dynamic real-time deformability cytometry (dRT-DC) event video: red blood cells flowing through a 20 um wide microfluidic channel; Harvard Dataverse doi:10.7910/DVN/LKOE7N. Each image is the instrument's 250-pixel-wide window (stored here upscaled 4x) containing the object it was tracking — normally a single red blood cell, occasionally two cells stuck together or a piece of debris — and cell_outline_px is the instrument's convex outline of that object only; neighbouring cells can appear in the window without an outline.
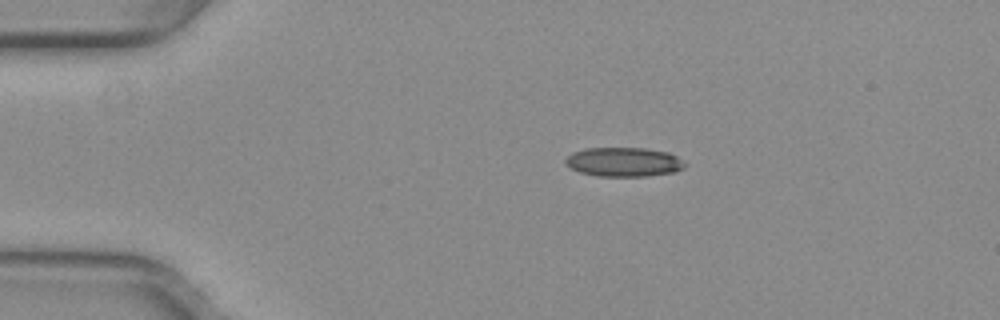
{"species": "common noctule bat (a hibernating species)", "species_latin": "Nyctalus noctula", "temperature_condition": "warm", "stored_images_in_passage": 43, "camera_frame_rate_fps": 3000, "um_per_image_px": 0.085, "animal": {"sex": "female", "body_mass_g": 29.2, "forearm_length_mm": 56.3}, "frame": {"image": 1, "passage_image": 1, "time_ms": 0.0, "image_size_px": [1000, 320], "cell_outline_px": [[684, 168], [676, 172], [648, 176], [596, 176], [580, 172], [564, 164], [564, 160], [572, 152], [588, 148], [644, 148], [668, 152], [676, 156], [684, 164]], "centroid_in_image_um": [53.0, 13.77], "position_along_channel_um": 32.0, "area_um2": 20.29}}
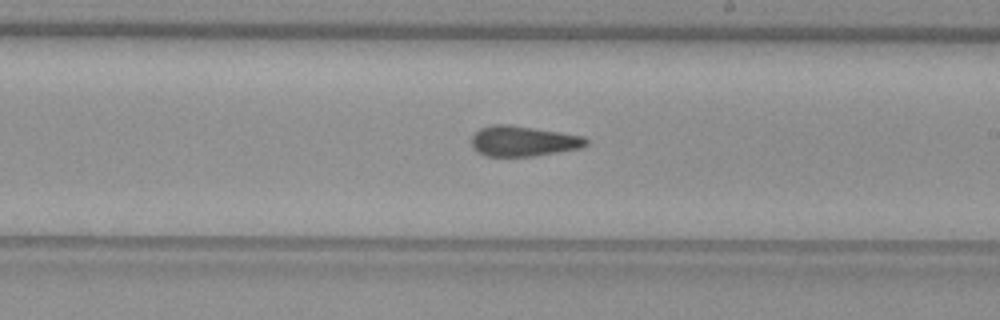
{"frame": {"image": 2, "passage_image": 21, "time_ms": 6.667, "image_size_px": [1000, 320], "cell_outline_px": [[588, 144], [580, 148], [536, 156], [484, 156], [476, 152], [472, 144], [472, 136], [480, 128], [492, 124], [512, 124], [584, 136], [588, 140]], "centroid_in_image_um": [44.47, 11.99], "position_along_channel_um": 244.5, "area_um2": 20.46}}
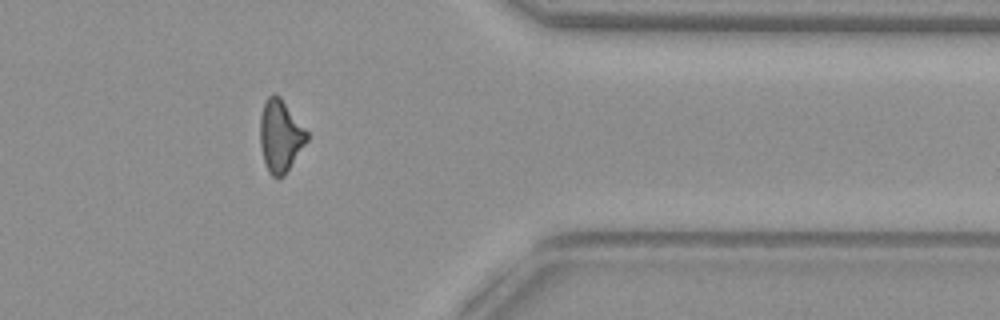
{"frame": {"image": 3, "passage_image": 33, "time_ms": 10.667, "image_size_px": [1000, 320], "cell_outline_px": [[308, 140], [284, 176], [276, 180], [268, 172], [264, 160], [260, 144], [260, 116], [264, 104], [268, 96], [272, 92], [280, 96], [308, 132]], "centroid_in_image_um": [23.82, 11.56], "position_along_channel_um": 387.6, "area_um2": 19.77}, "authors_computed_cell_mechanics": {"area_um2": 20.1722, "velocity_mm_per_s": 3.9895, "shape_relaxation_time_tau1_ms": null, "shape_relaxation_time_tau2_ms": 2.9137, "deformation_change_tau1": null, "deformation_change_tau2": 0.1292}}